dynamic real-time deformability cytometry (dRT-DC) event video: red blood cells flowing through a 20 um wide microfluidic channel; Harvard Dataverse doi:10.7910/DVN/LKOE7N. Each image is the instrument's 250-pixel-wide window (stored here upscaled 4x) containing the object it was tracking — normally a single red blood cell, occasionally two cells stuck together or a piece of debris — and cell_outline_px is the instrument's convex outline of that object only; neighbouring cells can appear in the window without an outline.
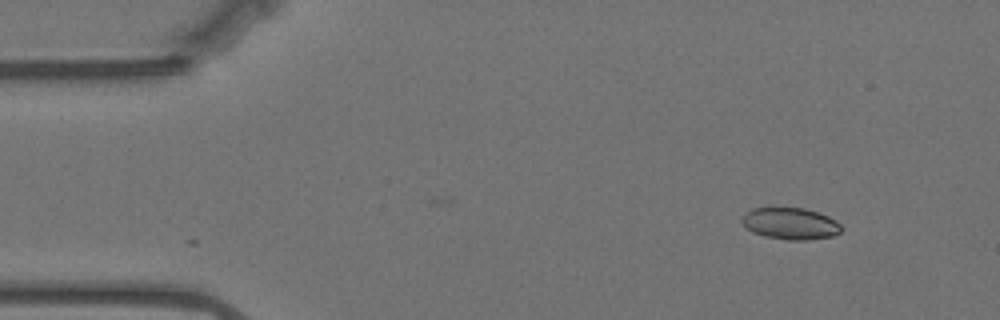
{"species": "Egyptian fruit bat (a non-hibernating species)", "species_latin": "Rousettus aegyptiacus", "temperature_condition": "warm", "stored_images_in_passage": 52, "camera_frame_rate_fps": 3000, "um_per_image_px": 0.085, "animal": {"sex": "female"}, "frame": {"image": 1, "passage_image": 1, "time_ms": 0.0, "image_size_px": [1000, 320], "cell_outline_px": [[844, 228], [840, 232], [832, 236], [808, 240], [788, 240], [764, 236], [752, 232], [740, 220], [752, 208], [804, 208], [828, 216], [836, 220]], "centroid_in_image_um": [67.22, 19.01], "position_along_channel_um": 17.8, "area_um2": 18.26}}
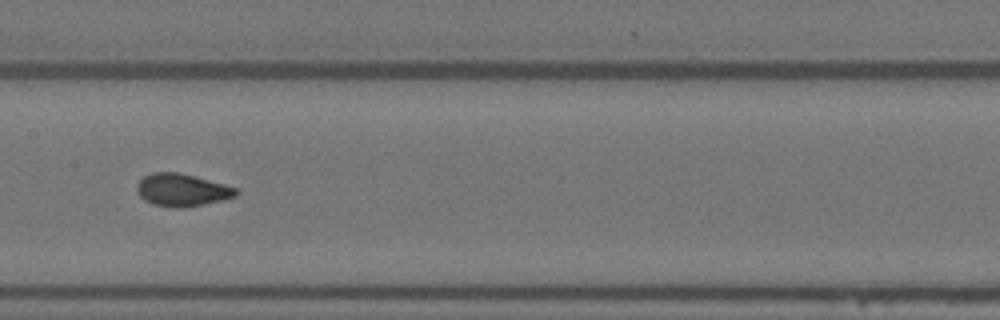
{"frame": {"image": 2, "passage_image": 23, "time_ms": 7.333, "image_size_px": [1000, 320], "cell_outline_px": [[240, 192], [236, 196], [224, 200], [184, 208], [176, 208], [152, 204], [144, 200], [136, 192], [136, 184], [144, 176], [152, 172], [180, 172], [224, 184], [236, 188]], "centroid_in_image_um": [15.46, 16.15], "position_along_channel_um": 191.9, "area_um2": 19.02}}
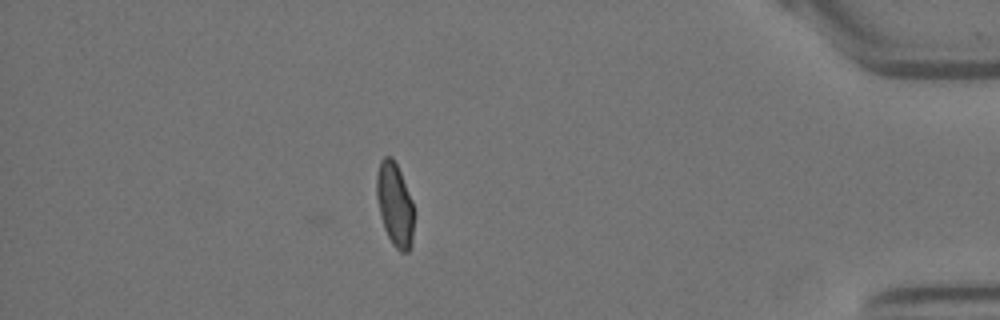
{"frame": {"image": 3, "passage_image": 45, "time_ms": 14.667, "image_size_px": [1000, 320], "cell_outline_px": [[412, 244], [408, 252], [400, 252], [392, 244], [384, 228], [380, 216], [376, 196], [376, 176], [380, 160], [384, 156], [392, 156], [400, 172], [412, 200]], "centroid_in_image_um": [33.52, 17.37], "position_along_channel_um": 401.7, "area_um2": 18.03}, "authors_computed_cell_mechanics": {"area_um2": 18.785, "velocity_mm_per_s": 3.5124, "shape_relaxation_time_tau1_ms": 5.9392, "shape_relaxation_time_tau2_ms": null, "deformation_change_tau1": 0.1533, "deformation_change_tau2": null}}